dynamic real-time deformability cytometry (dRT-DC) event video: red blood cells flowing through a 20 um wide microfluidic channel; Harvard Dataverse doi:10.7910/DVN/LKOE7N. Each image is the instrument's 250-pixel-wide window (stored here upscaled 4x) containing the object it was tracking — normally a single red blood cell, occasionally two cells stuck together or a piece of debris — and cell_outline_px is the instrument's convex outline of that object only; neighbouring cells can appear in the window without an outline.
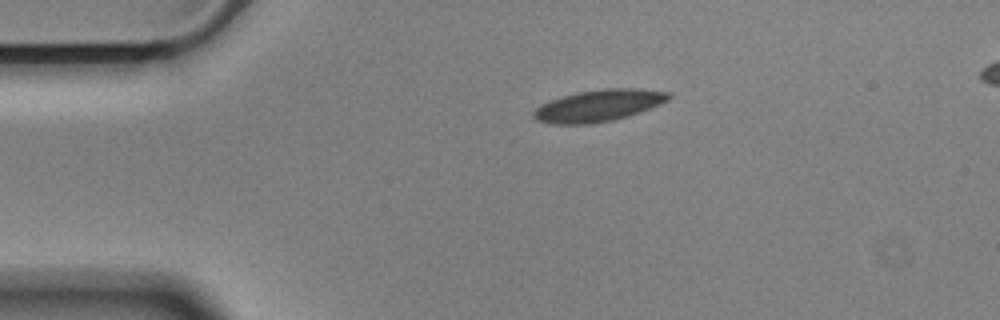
{"species": "Egyptian fruit bat (a non-hibernating species)", "species_latin": "Rousettus aegyptiacus", "temperature_condition": "cold", "stored_images_in_passage": 46, "camera_frame_rate_fps": 3000, "um_per_image_px": 0.085, "animal": {"sex": "male"}, "frame": {"image": 1, "passage_image": 1, "time_ms": 0.0, "image_size_px": [1000, 320], "cell_outline_px": [[672, 96], [668, 100], [660, 104], [640, 112], [628, 116], [612, 120], [592, 124], [548, 124], [536, 120], [532, 116], [532, 112], [540, 104], [548, 100], [576, 92], [604, 88], [636, 88], [668, 92]], "centroid_in_image_um": [50.83, 8.98], "position_along_channel_um": 34.2, "area_um2": 25.26}}
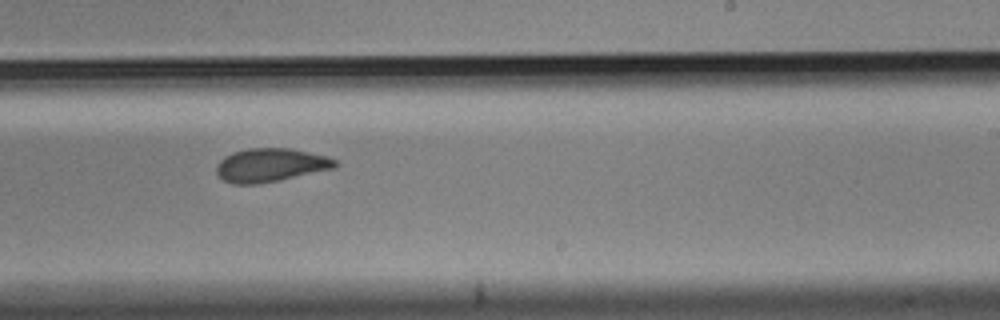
{"frame": {"image": 2, "passage_image": 24, "time_ms": 7.667, "image_size_px": [1000, 320], "cell_outline_px": [[340, 164], [336, 168], [280, 180], [256, 184], [232, 184], [224, 180], [216, 172], [216, 164], [224, 156], [232, 152], [248, 148], [292, 148], [328, 156], [336, 160]], "centroid_in_image_um": [23.02, 14.02], "position_along_channel_um": 266.0, "area_um2": 23.47}}
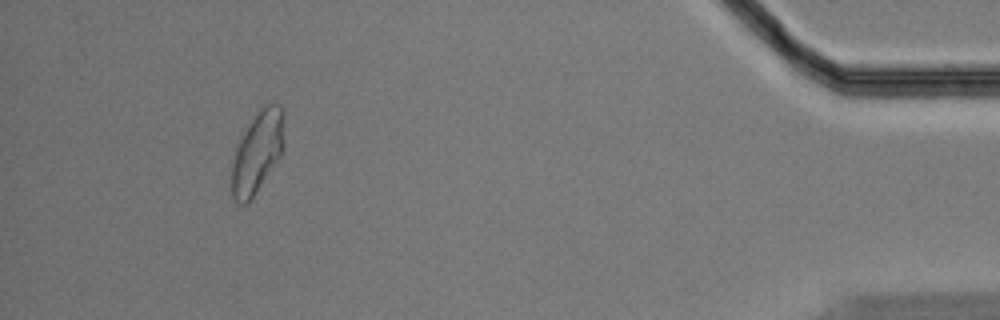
{"frame": {"image": 3, "passage_image": 42, "time_ms": 13.667, "image_size_px": [1000, 320], "cell_outline_px": [[284, 148], [280, 156], [248, 204], [240, 204], [232, 196], [232, 164], [236, 148], [256, 108], [260, 104], [280, 104], [284, 108]], "centroid_in_image_um": [21.9, 12.85], "position_along_channel_um": 413.3, "area_um2": 25.2}, "authors_computed_cell_mechanics": {"area_um2": 24.0737, "velocity_mm_per_s": 3.5225, "shape_relaxation_time_tau1_ms": 7.1634, "shape_relaxation_time_tau2_ms": 2.0256, "deformation_change_tau1": 0.1498, "deformation_change_tau2": 0.0697}}